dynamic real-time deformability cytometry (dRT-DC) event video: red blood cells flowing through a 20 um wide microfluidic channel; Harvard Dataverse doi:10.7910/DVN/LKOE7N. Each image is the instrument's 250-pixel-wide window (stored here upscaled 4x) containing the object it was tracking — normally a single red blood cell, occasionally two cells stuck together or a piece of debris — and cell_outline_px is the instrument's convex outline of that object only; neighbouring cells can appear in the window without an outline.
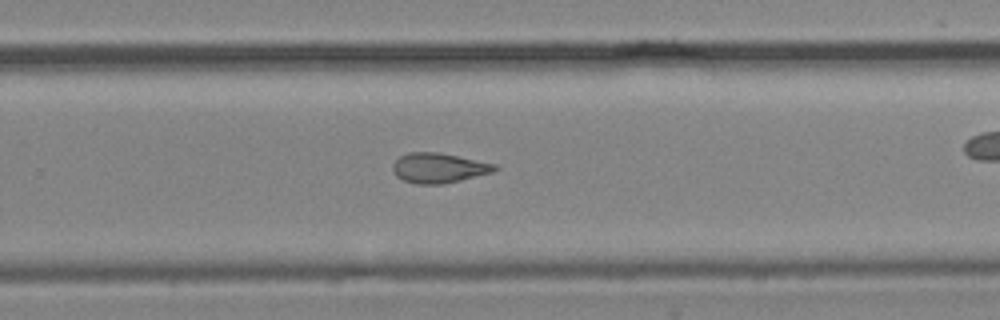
{"species": "common noctule bat (a hibernating species)", "species_latin": "Nyctalus noctula", "temperature_condition": "cold", "stored_images_in_passage": 25, "camera_frame_rate_fps": 3000, "um_per_image_px": 0.085, "animal": {"sex": "male", "body_mass_g": 19.2, "forearm_length_mm": 51.8}, "frame": {"image": 1, "passage_image": 15, "time_ms": 4.667, "image_size_px": [1000, 320], "cell_outline_px": [[500, 168], [492, 172], [444, 184], [416, 184], [404, 180], [396, 176], [392, 168], [392, 164], [400, 156], [408, 152], [436, 152], [496, 164]], "centroid_in_image_um": [37.27, 14.28], "position_along_channel_um": 292.5, "area_um2": 17.63}}